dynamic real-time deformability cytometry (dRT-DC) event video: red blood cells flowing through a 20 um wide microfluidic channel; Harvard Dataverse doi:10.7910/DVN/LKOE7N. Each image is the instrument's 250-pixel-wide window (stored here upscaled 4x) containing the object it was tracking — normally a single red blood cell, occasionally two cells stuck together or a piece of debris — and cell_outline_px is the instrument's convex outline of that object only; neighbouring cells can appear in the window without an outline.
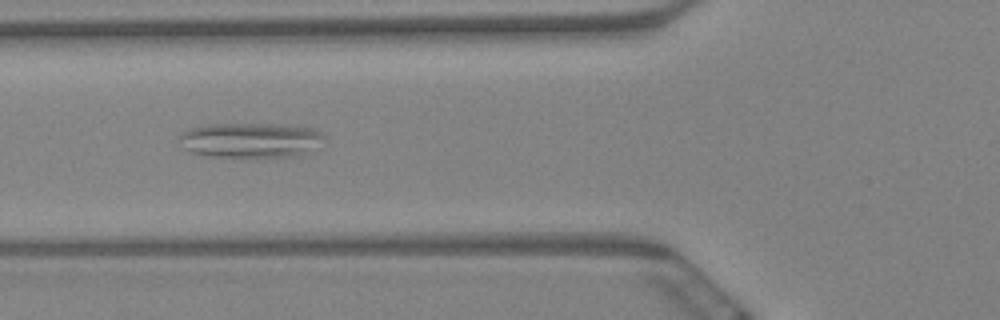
{"species": "Egyptian fruit bat (a non-hibernating species)", "species_latin": "Rousettus aegyptiacus", "temperature_condition": "warm", "stored_images_in_passage": 8, "camera_frame_rate_fps": 3000, "um_per_image_px": 0.085, "animal": {"sex": "female"}, "frame": {"image": 1, "passage_image": 8, "time_ms": 2.333, "image_size_px": [1000, 320], "cell_outline_px": [[324, 136], [296, 156], [260, 160], [248, 160], [212, 156], [192, 152], [184, 148], [180, 136], [184, 132], [192, 128], [208, 124], [296, 124], [312, 128], [320, 132]], "centroid_in_image_um": [21.26, 11.94], "position_along_channel_um": 104.5, "area_um2": 29.88}}